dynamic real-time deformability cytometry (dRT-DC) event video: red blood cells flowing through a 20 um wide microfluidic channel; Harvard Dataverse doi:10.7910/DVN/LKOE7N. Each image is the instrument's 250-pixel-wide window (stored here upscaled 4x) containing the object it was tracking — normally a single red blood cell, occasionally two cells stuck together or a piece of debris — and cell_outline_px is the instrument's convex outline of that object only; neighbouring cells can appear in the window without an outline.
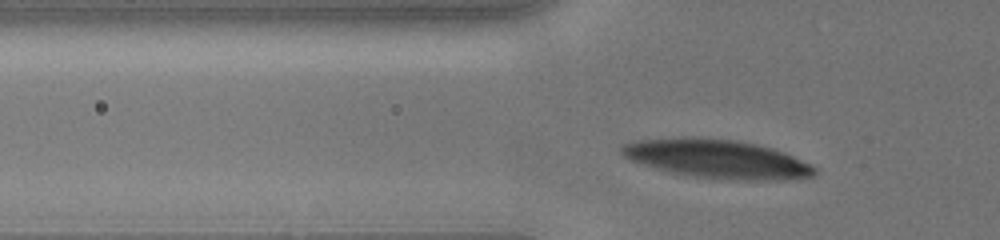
{"species": "human", "species_latin": "Homo sapiens", "temperature_condition": "cold", "stored_images_in_passage": 15, "camera_frame_rate_fps": 3000, "um_per_image_px": 0.085, "donor": {"sex": "male"}, "frame": {"image": 1, "passage_image": 7, "time_ms": 2.0, "image_size_px": [1000, 240], "cell_outline_px": [[816, 172], [812, 176], [784, 180], [736, 180], [692, 176], [672, 172], [656, 168], [632, 160], [624, 156], [620, 152], [620, 144], [636, 140], [680, 136], [700, 136], [736, 140], [756, 144], [772, 148], [784, 152], [812, 164], [816, 168]], "centroid_in_image_um": [60.94, 13.48], "position_along_channel_um": 64.9, "area_um2": 43.87}}
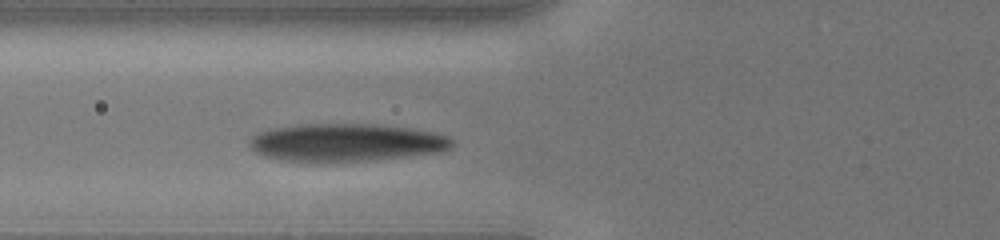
{"frame": {"image": 2, "passage_image": 12, "time_ms": 3.0, "image_size_px": [1000, 240], "cell_outline_px": [[452, 148], [444, 152], [368, 160], [280, 160], [264, 156], [256, 152], [248, 144], [248, 140], [256, 132], [268, 128], [300, 124], [372, 124], [412, 128], [432, 132], [448, 136], [452, 140]], "centroid_in_image_um": [29.41, 12.08], "position_along_channel_um": 96.4, "area_um2": 44.33}}